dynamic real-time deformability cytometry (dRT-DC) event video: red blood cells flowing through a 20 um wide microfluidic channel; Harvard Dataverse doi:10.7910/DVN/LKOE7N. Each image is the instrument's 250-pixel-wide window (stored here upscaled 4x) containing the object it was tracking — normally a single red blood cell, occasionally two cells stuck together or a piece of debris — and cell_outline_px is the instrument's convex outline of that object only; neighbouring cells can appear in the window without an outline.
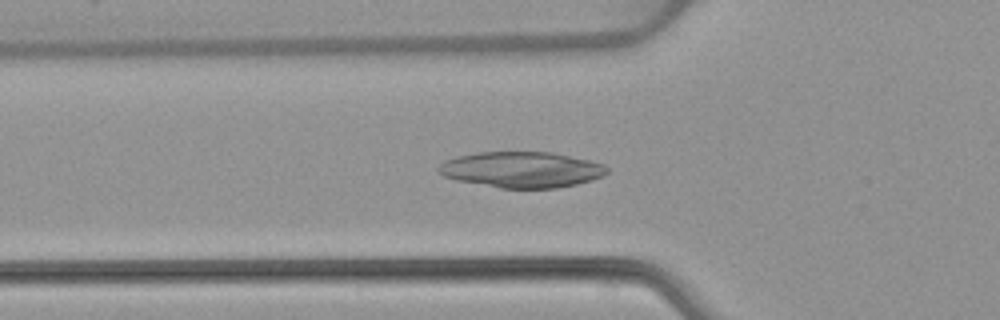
{"species": "common noctule bat (a hibernating species)", "species_latin": "Nyctalus noctula", "temperature_condition": "warm", "stored_images_in_passage": 37, "camera_frame_rate_fps": 3000, "um_per_image_px": 0.085, "animal": {"sex": "female", "body_mass_g": 22.7, "forearm_length_mm": 54.2}, "frame": {"image": 1, "passage_image": 3, "time_ms": 0.667, "image_size_px": [1000, 320], "cell_outline_px": [[608, 172], [604, 176], [592, 180], [576, 184], [556, 188], [500, 188], [456, 180], [444, 176], [436, 168], [444, 160], [456, 156], [476, 152], [552, 152], [588, 160], [604, 164], [608, 168]], "centroid_in_image_um": [44.33, 14.42], "position_along_channel_um": 81.5, "area_um2": 35.32}}
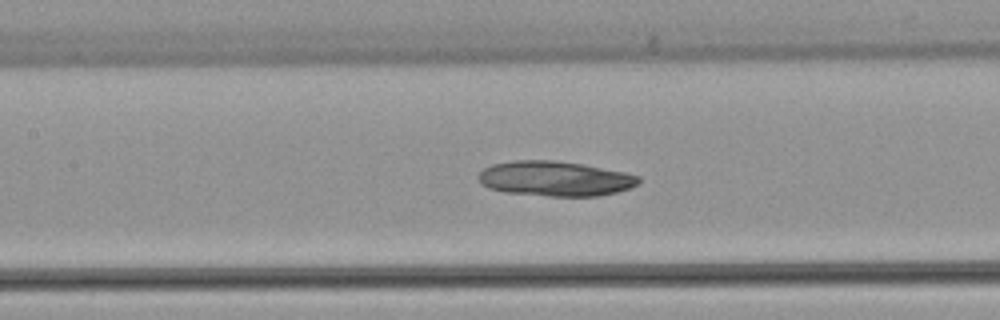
{"frame": {"image": 2, "passage_image": 9, "time_ms": 2.667, "image_size_px": [1000, 320], "cell_outline_px": [[640, 180], [632, 188], [616, 192], [596, 196], [548, 196], [504, 192], [488, 188], [480, 184], [480, 172], [484, 168], [492, 164], [512, 160], [556, 160], [584, 164], [624, 172], [640, 176]], "centroid_in_image_um": [47.17, 15.18], "position_along_channel_um": 160.2, "area_um2": 32.77}}
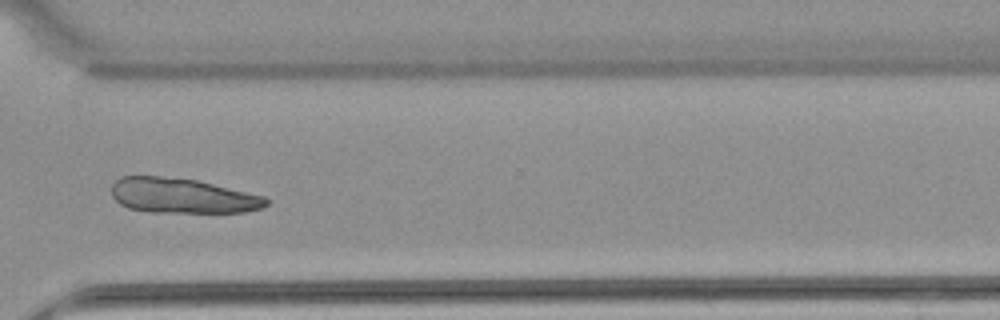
{"frame": {"image": 3, "passage_image": 24, "time_ms": 7.667, "image_size_px": [1000, 320], "cell_outline_px": [[268, 204], [260, 208], [244, 212], [148, 212], [128, 208], [120, 204], [112, 196], [112, 184], [120, 176], [160, 176], [196, 180], [264, 196], [268, 200]], "centroid_in_image_um": [15.45, 16.64], "position_along_channel_um": 355.1, "area_um2": 31.39}}